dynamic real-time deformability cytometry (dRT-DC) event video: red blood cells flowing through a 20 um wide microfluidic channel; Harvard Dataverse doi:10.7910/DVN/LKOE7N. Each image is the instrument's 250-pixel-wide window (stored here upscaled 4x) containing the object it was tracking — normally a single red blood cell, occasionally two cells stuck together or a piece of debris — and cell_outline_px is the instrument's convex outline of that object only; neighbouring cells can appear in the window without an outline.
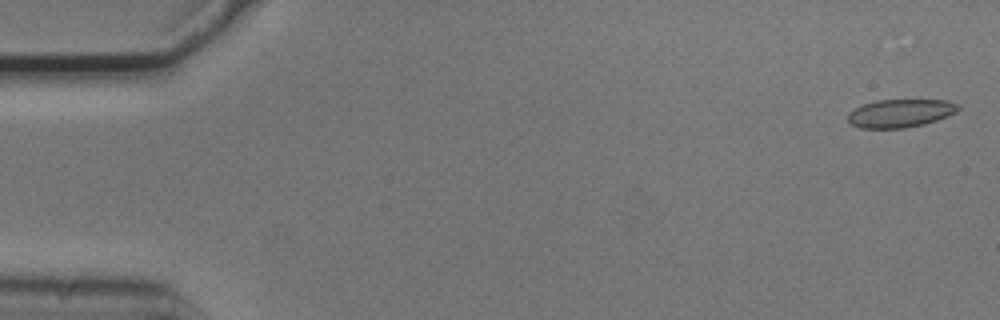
{"species": "common noctule bat (a hibernating species)", "species_latin": "Nyctalus noctula", "temperature_condition": "cold", "stored_images_in_passage": 9, "camera_frame_rate_fps": 3000, "um_per_image_px": 0.085, "animal": {"sex": "male", "body_mass_g": 20.5, "forearm_length_mm": 52.5}, "frame": {"image": 1, "passage_image": 2, "time_ms": 0.333, "image_size_px": [1000, 320], "cell_outline_px": [[960, 108], [956, 112], [936, 120], [924, 124], [904, 128], [860, 128], [852, 124], [848, 120], [848, 112], [864, 104], [876, 100], [948, 100], [960, 104]], "centroid_in_image_um": [76.54, 9.62], "position_along_channel_um": 8.5, "area_um2": 18.03}}